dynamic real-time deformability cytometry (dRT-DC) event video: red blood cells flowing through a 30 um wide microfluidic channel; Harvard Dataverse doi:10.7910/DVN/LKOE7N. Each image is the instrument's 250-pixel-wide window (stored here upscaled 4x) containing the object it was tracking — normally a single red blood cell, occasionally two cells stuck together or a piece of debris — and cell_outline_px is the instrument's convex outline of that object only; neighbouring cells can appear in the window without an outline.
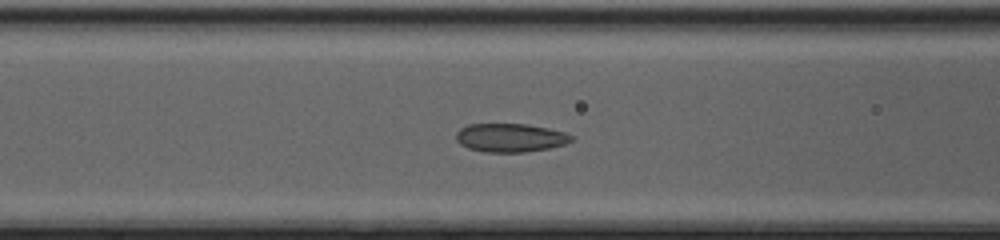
{"species": "common noctule bat (a hibernating species)", "species_latin": "Nyctalus noctula", "temperature_condition": "cold", "stored_images_in_passage": 47, "camera_frame_rate_fps": 3000, "um_per_image_px": 0.085, "animal": {"sex": "female", "body_mass_g": 20.0, "forearm_length_mm": 54.0}, "frame": {"image": 1, "passage_image": 20, "time_ms": 6.333, "image_size_px": [1000, 240], "cell_outline_px": [[576, 136], [572, 140], [564, 144], [548, 148], [524, 152], [484, 152], [468, 148], [460, 144], [456, 140], [456, 132], [460, 128], [468, 124], [524, 124], [548, 128], [564, 132]], "centroid_in_image_um": [43.36, 11.7], "position_along_channel_um": 123.2, "area_um2": 19.19}}
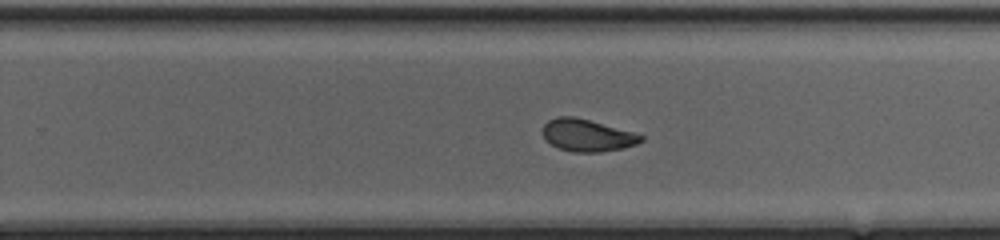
{"frame": {"image": 2, "passage_image": 31, "time_ms": 10.0, "image_size_px": [1000, 240], "cell_outline_px": [[644, 140], [636, 144], [620, 148], [600, 152], [572, 152], [560, 148], [544, 140], [544, 124], [548, 120], [556, 116], [572, 116], [588, 120], [632, 132], [644, 136]], "centroid_in_image_um": [49.88, 11.5], "position_along_channel_um": 279.9, "area_um2": 18.09}}
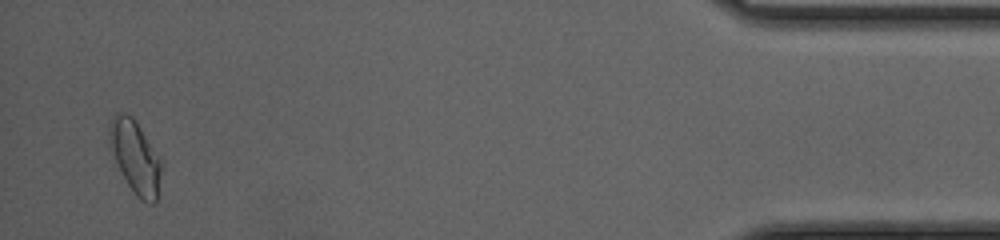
{"frame": {"image": 3, "passage_image": 46, "time_ms": 15.0, "image_size_px": [1000, 240], "cell_outline_px": [[160, 172], [156, 204], [148, 204], [140, 200], [136, 196], [120, 172], [112, 152], [108, 132], [108, 128], [112, 116], [116, 112], [124, 112], [132, 116], [136, 120], [160, 160]], "centroid_in_image_um": [11.46, 13.33], "position_along_channel_um": 423.7, "area_um2": 21.79}, "authors_computed_cell_mechanics": {"area_um2": 19.7098, "velocity_mm_per_s": 4.2828, "shape_relaxation_time_tau1_ms": 7.297, "shape_relaxation_time_tau2_ms": 1.1276, "deformation_change_tau1": 0.1653, "deformation_change_tau2": 0.0744}}